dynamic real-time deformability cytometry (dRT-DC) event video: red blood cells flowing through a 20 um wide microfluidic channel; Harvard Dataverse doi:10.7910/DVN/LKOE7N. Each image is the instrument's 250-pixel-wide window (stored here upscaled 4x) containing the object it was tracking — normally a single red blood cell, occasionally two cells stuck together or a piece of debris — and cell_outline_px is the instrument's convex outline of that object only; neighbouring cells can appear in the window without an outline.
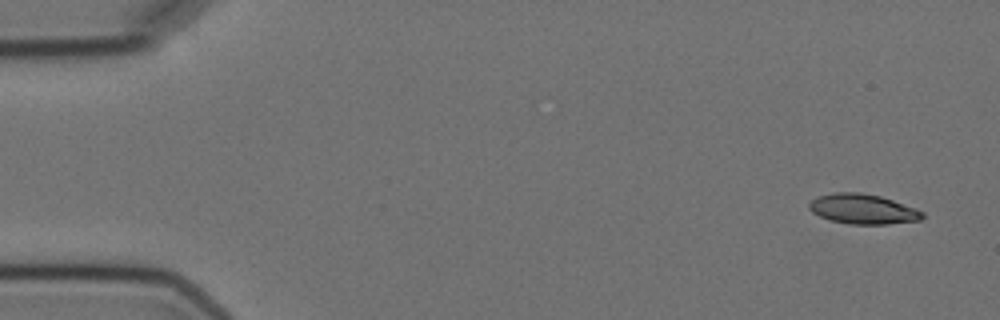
{"species": "Egyptian fruit bat (a non-hibernating species)", "species_latin": "Rousettus aegyptiacus", "temperature_condition": "cold", "stored_images_in_passage": 2, "segment_of_instrument_passage": [2, 2], "camera_frame_rate_fps": 3000, "um_per_image_px": 0.085, "animal": {"sex": "female"}, "frame": {"image": 1, "passage_image": 2, "time_ms": 5.667, "image_size_px": [1000, 320], "cell_outline_px": [[924, 216], [920, 220], [888, 224], [848, 224], [828, 220], [812, 212], [808, 208], [808, 204], [816, 196], [832, 192], [860, 192], [880, 196], [916, 208], [924, 212]], "centroid_in_image_um": [73.31, 17.76], "position_along_channel_um": 11.7, "area_um2": 19.94}}